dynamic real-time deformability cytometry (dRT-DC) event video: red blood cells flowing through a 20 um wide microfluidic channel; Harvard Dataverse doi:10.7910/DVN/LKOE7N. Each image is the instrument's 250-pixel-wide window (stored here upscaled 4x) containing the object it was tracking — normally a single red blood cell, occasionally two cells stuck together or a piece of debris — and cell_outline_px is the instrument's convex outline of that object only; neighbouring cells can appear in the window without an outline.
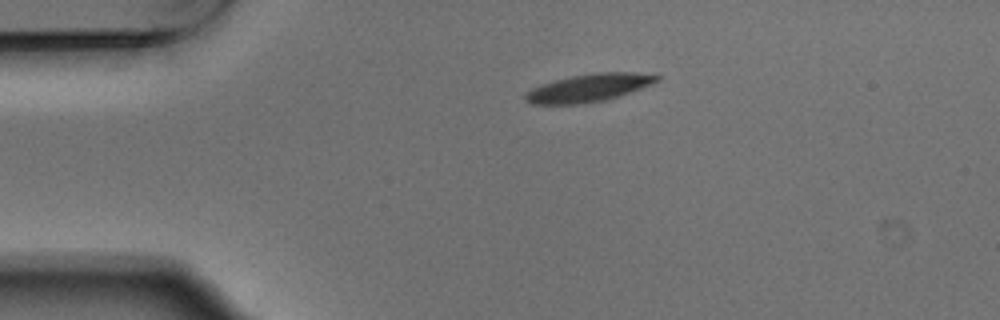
{"species": "Egyptian fruit bat (a non-hibernating species)", "species_latin": "Rousettus aegyptiacus", "temperature_condition": "warm", "stored_images_in_passage": 2, "camera_frame_rate_fps": 3000, "um_per_image_px": 0.085, "animal": {"sex": "male"}, "frame": {"image": 1, "passage_image": 1, "time_ms": 0.0, "image_size_px": [1000, 320], "cell_outline_px": [[660, 80], [652, 84], [604, 100], [580, 104], [532, 104], [524, 100], [524, 96], [532, 88], [556, 80], [572, 76], [596, 72], [632, 72], [660, 76]], "centroid_in_image_um": [50.03, 7.46], "position_along_channel_um": 35.0, "area_um2": 20.87}}